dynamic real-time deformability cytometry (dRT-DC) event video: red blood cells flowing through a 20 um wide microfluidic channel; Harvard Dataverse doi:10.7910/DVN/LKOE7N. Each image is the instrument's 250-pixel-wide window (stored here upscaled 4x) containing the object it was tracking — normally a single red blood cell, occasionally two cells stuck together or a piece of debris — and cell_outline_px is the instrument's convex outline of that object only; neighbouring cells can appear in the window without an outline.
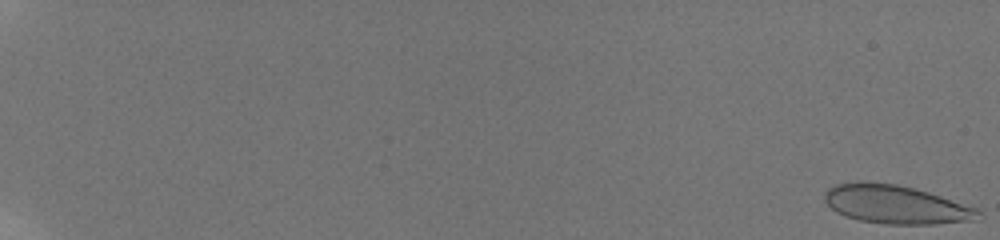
{"species": "human", "species_latin": "Homo sapiens", "temperature_condition": "room temperature", "stored_images_in_passage": 58, "camera_frame_rate_fps": 3000, "um_per_image_px": 0.085, "donor": {"sex": "male"}, "frame": {"image": 1, "passage_image": 1, "time_ms": 0.0, "image_size_px": [1000, 240], "cell_outline_px": [[984, 216], [980, 220], [932, 224], [888, 224], [860, 220], [836, 212], [824, 200], [824, 192], [828, 188], [836, 184], [860, 180], [896, 184], [928, 192], [976, 208]], "centroid_in_image_um": [76.15, 17.37], "position_along_channel_um": 8.9, "area_um2": 34.51}}
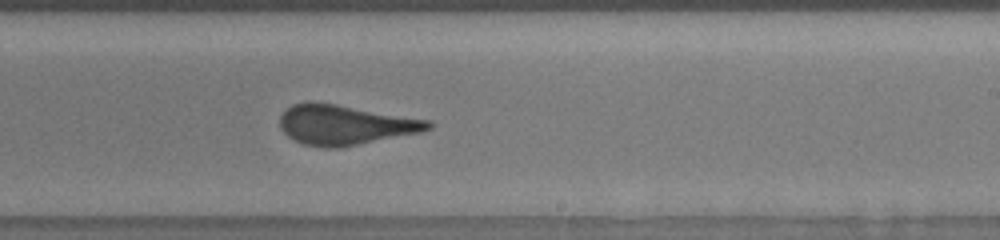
{"frame": {"image": 2, "passage_image": 40, "time_ms": 13.0, "image_size_px": [1000, 240], "cell_outline_px": [[432, 128], [420, 132], [340, 148], [324, 148], [304, 144], [292, 140], [280, 128], [280, 116], [292, 104], [304, 100], [312, 100], [432, 120]], "centroid_in_image_um": [29.3, 10.6], "position_along_channel_um": 259.7, "area_um2": 34.8}}
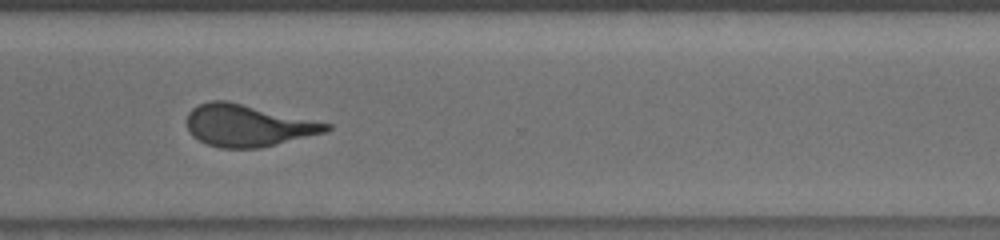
{"frame": {"image": 3, "passage_image": 47, "time_ms": 15.333, "image_size_px": [1000, 240], "cell_outline_px": [[332, 128], [328, 132], [260, 148], [220, 148], [208, 144], [192, 136], [188, 128], [188, 112], [192, 108], [200, 104], [212, 100], [224, 100], [332, 124]], "centroid_in_image_um": [21.09, 10.68], "position_along_channel_um": 349.5, "area_um2": 33.76}, "authors_computed_cell_mechanics": {"area_um2": 34.0731, "velocity_mm_per_s": 3.8459, "shape_relaxation_time_tau1_ms": 10.2284, "shape_relaxation_time_tau2_ms": null, "deformation_change_tau1": 0.2236, "deformation_change_tau2": null}}